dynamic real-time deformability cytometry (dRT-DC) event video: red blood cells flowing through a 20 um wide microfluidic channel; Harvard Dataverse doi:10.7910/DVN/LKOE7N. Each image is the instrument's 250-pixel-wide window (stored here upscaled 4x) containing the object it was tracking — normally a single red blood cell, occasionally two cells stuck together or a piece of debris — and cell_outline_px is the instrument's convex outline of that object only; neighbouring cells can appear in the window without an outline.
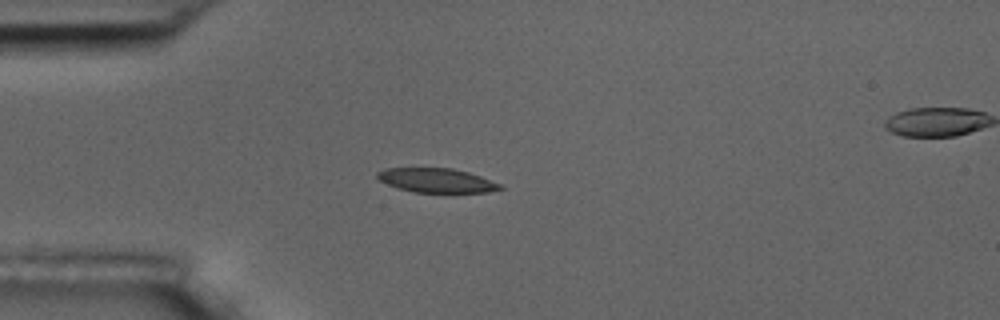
{"species": "common noctule bat (a hibernating species)", "species_latin": "Nyctalus noctula", "temperature_condition": "room temperature", "stored_images_in_passage": 2, "segment_of_instrument_passage": [1, 2], "camera_frame_rate_fps": 3000, "um_per_image_px": 0.085, "animal": {"sex": "male", "body_mass_g": 17.5, "forearm_length_mm": 52.3}, "frame": {"image": 1, "passage_image": 1, "time_ms": 0.0, "image_size_px": [1000, 320], "cell_outline_px": [[504, 188], [488, 192], [412, 192], [376, 180], [376, 172], [384, 168], [452, 168], [468, 172], [504, 184]], "centroid_in_image_um": [37.11, 15.33], "position_along_channel_um": 47.9, "area_um2": 17.46}}